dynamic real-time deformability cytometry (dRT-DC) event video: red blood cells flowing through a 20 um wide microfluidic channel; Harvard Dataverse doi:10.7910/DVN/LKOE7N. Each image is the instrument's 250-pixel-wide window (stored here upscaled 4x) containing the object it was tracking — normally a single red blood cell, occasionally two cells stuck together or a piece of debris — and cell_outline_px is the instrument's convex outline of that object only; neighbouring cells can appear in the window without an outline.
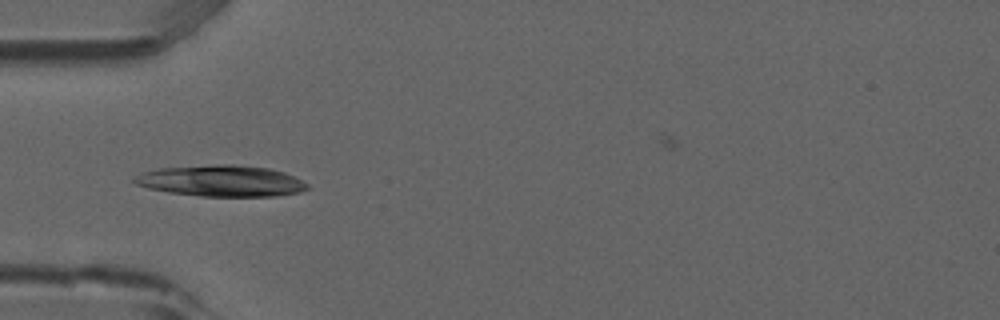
{"species": "common noctule bat (a hibernating species)", "species_latin": "Nyctalus noctula", "temperature_condition": "room temperature", "stored_images_in_passage": 9, "camera_frame_rate_fps": 3000, "um_per_image_px": 0.085, "animal": {"sex": "male", "forearm_length_mm": 52.5}, "frame": {"image": 1, "passage_image": 7, "time_ms": 2.0, "image_size_px": [1000, 320], "cell_outline_px": [[308, 188], [300, 192], [276, 196], [200, 196], [168, 192], [148, 188], [136, 184], [132, 180], [140, 172], [160, 168], [216, 164], [232, 164], [268, 168], [284, 172], [308, 184]], "centroid_in_image_um": [18.78, 15.37], "position_along_channel_um": 66.2, "area_um2": 31.39}}
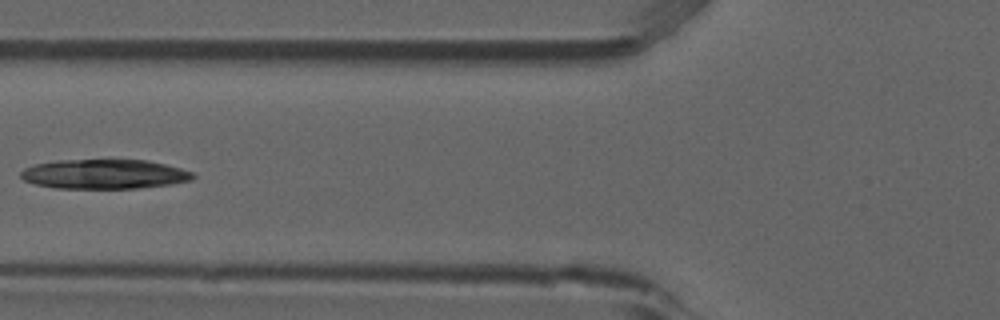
{"frame": {"image": 2, "passage_image": 8, "time_ms": 2.333, "image_size_px": [1000, 320], "cell_outline_px": [[196, 176], [192, 180], [172, 184], [136, 188], [56, 188], [36, 184], [24, 180], [20, 176], [20, 172], [24, 168], [32, 164], [60, 160], [148, 160], [196, 172]], "centroid_in_image_um": [8.89, 14.8], "position_along_channel_um": 116.9, "area_um2": 29.71}}
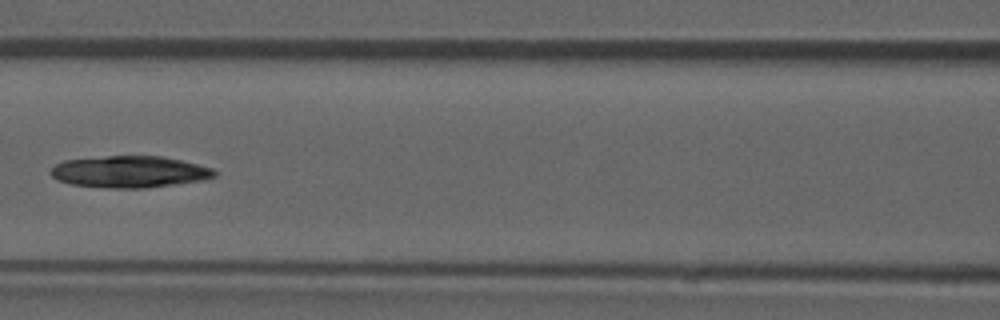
{"frame": {"image": 3, "passage_image": 9, "time_ms": 2.667, "image_size_px": [1000, 320], "cell_outline_px": [[216, 176], [204, 180], [176, 184], [144, 188], [104, 188], [72, 184], [56, 180], [48, 172], [56, 164], [64, 160], [108, 156], [164, 156], [212, 168], [216, 172]], "centroid_in_image_um": [10.99, 14.61], "position_along_channel_um": 155.6, "area_um2": 30.29}}